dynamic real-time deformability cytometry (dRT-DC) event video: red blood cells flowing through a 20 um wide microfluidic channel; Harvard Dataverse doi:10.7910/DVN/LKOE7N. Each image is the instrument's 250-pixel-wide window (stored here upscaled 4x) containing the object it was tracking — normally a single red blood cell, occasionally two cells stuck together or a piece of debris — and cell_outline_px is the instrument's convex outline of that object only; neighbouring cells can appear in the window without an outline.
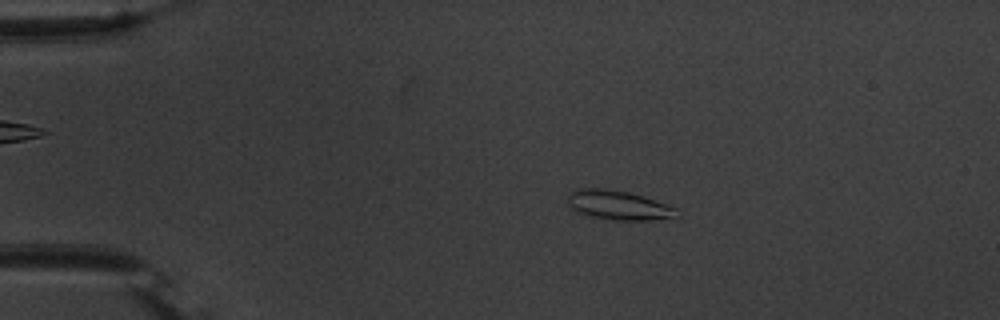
{"species": "common noctule bat (a hibernating species)", "species_latin": "Nyctalus noctula", "temperature_condition": "warm", "stored_images_in_passage": 45, "camera_frame_rate_fps": 3000, "um_per_image_px": 0.085, "animal": {"sex": "male", "body_mass_g": 20.1, "forearm_length_mm": 53.5}, "frame": {"image": 1, "passage_image": 1, "time_ms": 0.0, "image_size_px": [1000, 320], "cell_outline_px": [[680, 216], [648, 220], [616, 220], [592, 216], [580, 212], [572, 208], [568, 204], [568, 196], [576, 188], [604, 188], [628, 192], [676, 208]], "centroid_in_image_um": [52.55, 17.43], "position_along_channel_um": 32.5, "area_um2": 18.15}}
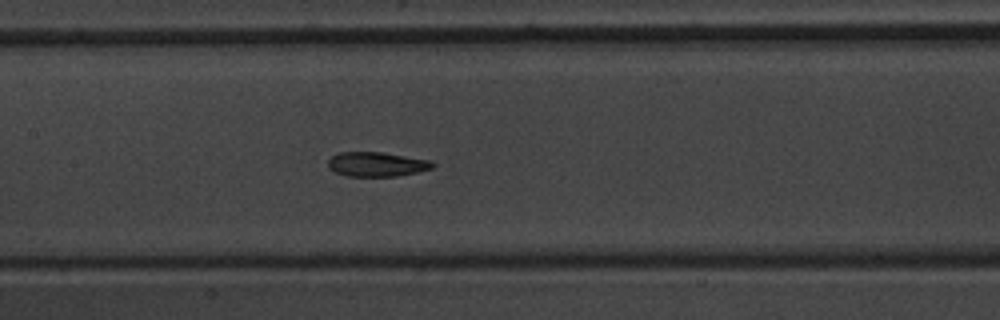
{"frame": {"image": 2, "passage_image": 17, "time_ms": 5.333, "image_size_px": [1000, 320], "cell_outline_px": [[436, 164], [432, 168], [416, 172], [396, 176], [344, 176], [328, 168], [328, 160], [332, 156], [340, 152], [380, 152], [432, 160]], "centroid_in_image_um": [32.01, 13.96], "position_along_channel_um": 175.4, "area_um2": 14.91}}
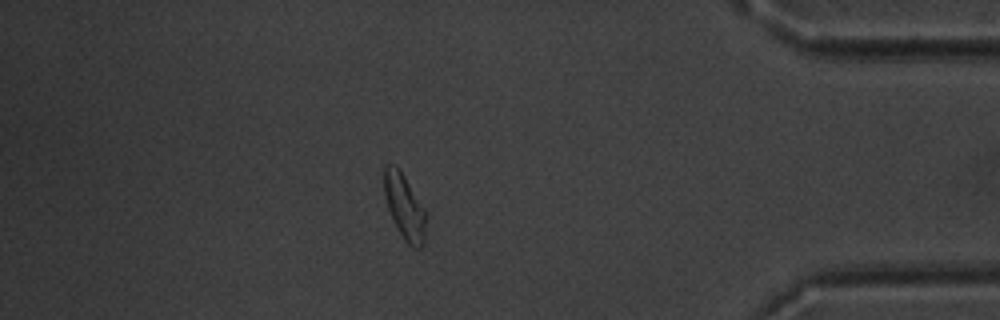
{"frame": {"image": 3, "passage_image": 38, "time_ms": 12.333, "image_size_px": [1000, 320], "cell_outline_px": [[428, 216], [424, 244], [420, 248], [412, 248], [404, 240], [388, 208], [384, 192], [384, 168], [388, 164], [392, 164], [400, 168], [428, 212]], "centroid_in_image_um": [34.45, 17.58], "position_along_channel_um": 400.8, "area_um2": 16.3}, "authors_computed_cell_mechanics": {"area_um2": 15.7216, "velocity_mm_per_s": 3.7108, "shape_relaxation_time_tau1_ms": 3.9992, "shape_relaxation_time_tau2_ms": 2.262, "deformation_change_tau1": 0.1493, "deformation_change_tau2": 0.0944}}